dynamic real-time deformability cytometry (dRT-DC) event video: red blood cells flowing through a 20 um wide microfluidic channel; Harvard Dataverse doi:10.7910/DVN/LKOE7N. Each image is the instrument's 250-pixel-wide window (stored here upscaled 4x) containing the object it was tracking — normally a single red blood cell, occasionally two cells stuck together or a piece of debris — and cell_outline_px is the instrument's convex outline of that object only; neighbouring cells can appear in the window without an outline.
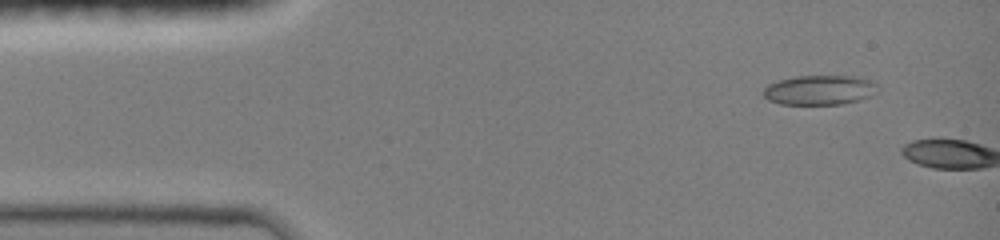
{"species": "common noctule bat (a hibernating species)", "species_latin": "Nyctalus noctula", "temperature_condition": "room temperature", "stored_images_in_passage": 4, "camera_frame_rate_fps": 3000, "um_per_image_px": 0.085, "animal": {"sex": "female", "body_mass_g": 19.0, "forearm_length_mm": 51.5}, "frame": {"image": 1, "passage_image": 2, "time_ms": 0.333, "image_size_px": [1000, 240], "cell_outline_px": [[880, 88], [876, 92], [860, 100], [840, 104], [780, 104], [768, 100], [764, 96], [764, 88], [768, 84], [776, 80], [796, 76], [860, 76], [876, 80]], "centroid_in_image_um": [69.72, 7.63], "position_along_channel_um": 15.3, "area_um2": 20.11}}